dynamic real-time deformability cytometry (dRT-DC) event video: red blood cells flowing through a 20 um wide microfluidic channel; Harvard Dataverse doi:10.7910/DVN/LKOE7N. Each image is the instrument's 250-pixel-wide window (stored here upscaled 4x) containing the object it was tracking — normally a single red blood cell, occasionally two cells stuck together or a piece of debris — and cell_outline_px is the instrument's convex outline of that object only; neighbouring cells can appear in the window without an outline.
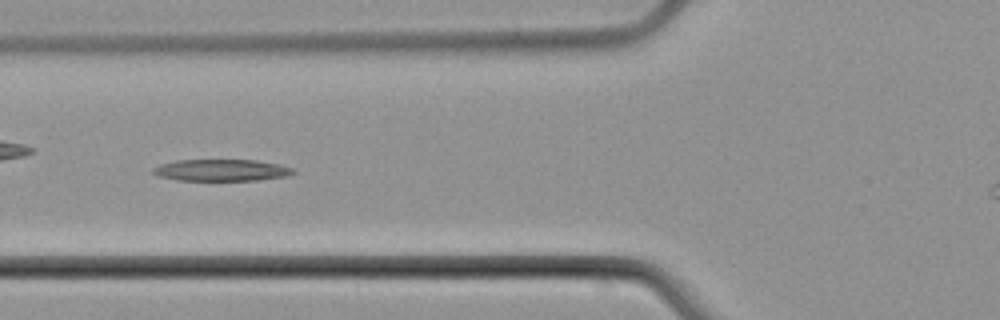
{"species": "common noctule bat (a hibernating species)", "species_latin": "Nyctalus noctula", "temperature_condition": "cold", "stored_images_in_passage": 9, "segment_of_instrument_passage": [1, 2], "camera_frame_rate_fps": 3000, "um_per_image_px": 0.085, "animal": {"sex": "male", "body_mass_g": 21.5, "forearm_length_mm": 52.0}, "frame": {"image": 1, "passage_image": 7, "time_ms": 7.333, "image_size_px": [1000, 320], "cell_outline_px": [[296, 172], [288, 176], [256, 180], [180, 180], [160, 176], [152, 172], [152, 168], [160, 164], [176, 160], [256, 160], [280, 164], [296, 168]], "centroid_in_image_um": [18.88, 14.45], "position_along_channel_um": 106.9, "area_um2": 17.74}}
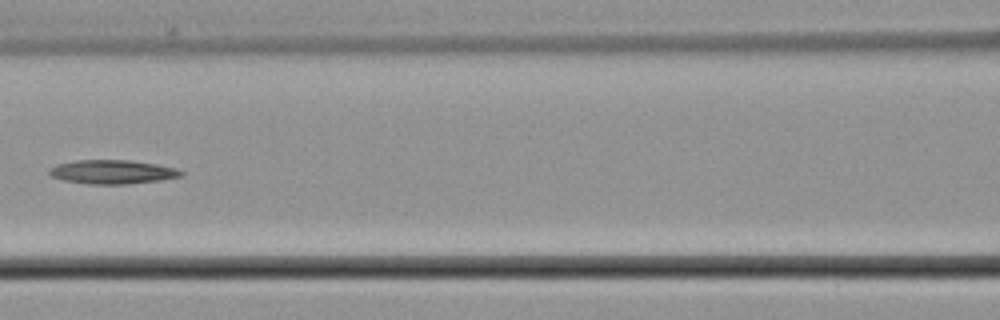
{"frame": {"image": 2, "passage_image": 8, "time_ms": 8.667, "image_size_px": [1000, 320], "cell_outline_px": [[184, 176], [160, 180], [128, 184], [88, 184], [64, 180], [48, 176], [48, 168], [56, 164], [76, 160], [128, 160], [156, 164], [176, 168], [184, 172]], "centroid_in_image_um": [9.52, 14.61], "position_along_channel_um": 157.1, "area_um2": 18.55}}